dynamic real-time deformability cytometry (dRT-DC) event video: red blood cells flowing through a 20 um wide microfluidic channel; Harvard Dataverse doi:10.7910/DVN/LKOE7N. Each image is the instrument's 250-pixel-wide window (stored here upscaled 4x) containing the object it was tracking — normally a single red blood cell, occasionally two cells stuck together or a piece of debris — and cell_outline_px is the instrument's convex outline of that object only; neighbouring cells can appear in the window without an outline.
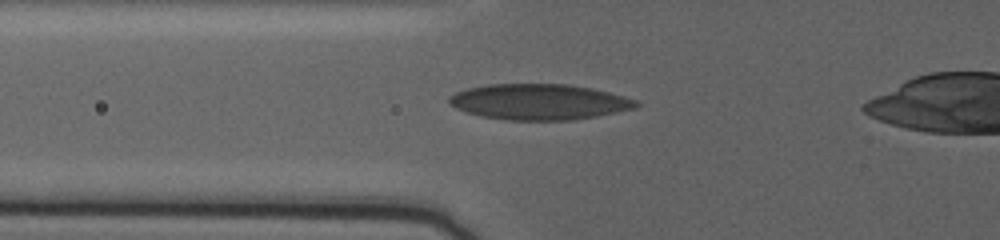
{"species": "human", "species_latin": "Homo sapiens", "temperature_condition": "warm", "stored_images_in_passage": 45, "camera_frame_rate_fps": 3000, "um_per_image_px": 0.085, "donor": {"sex": "female"}, "frame": {"image": 1, "passage_image": 2, "time_ms": 0.333, "image_size_px": [1000, 240], "cell_outline_px": [[640, 104], [636, 108], [596, 116], [572, 120], [508, 120], [480, 116], [456, 108], [448, 104], [448, 96], [456, 92], [468, 88], [488, 84], [568, 84], [592, 88], [624, 96], [636, 100]], "centroid_in_image_um": [45.81, 8.65], "position_along_channel_um": 80.0, "area_um2": 38.96}}
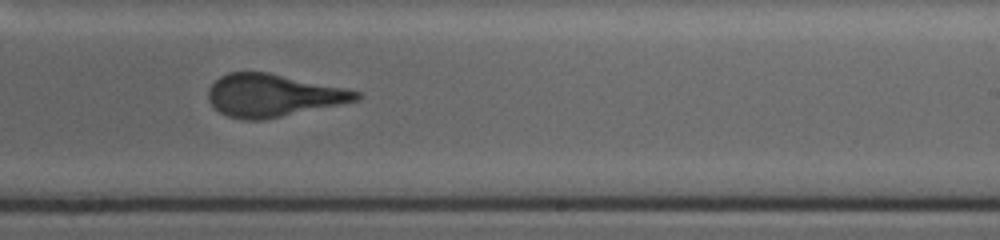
{"frame": {"image": 2, "passage_image": 22, "time_ms": 7.0, "image_size_px": [1000, 240], "cell_outline_px": [[364, 96], [360, 100], [264, 120], [244, 120], [228, 116], [220, 112], [208, 100], [208, 88], [220, 76], [228, 72], [268, 72], [344, 88], [360, 92]], "centroid_in_image_um": [23.2, 8.11], "position_along_channel_um": 265.8, "area_um2": 36.65}}
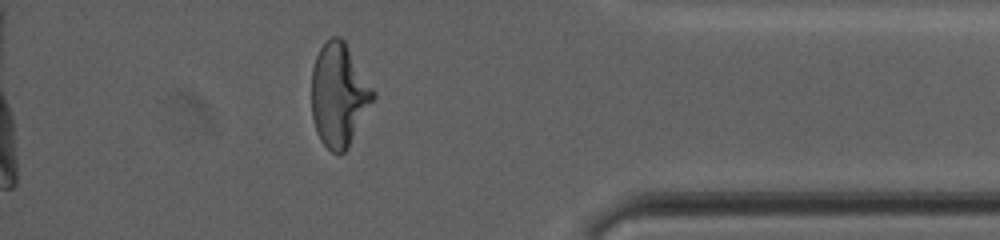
{"frame": {"image": 3, "passage_image": 39, "time_ms": 12.667, "image_size_px": [1000, 240], "cell_outline_px": [[376, 96], [348, 148], [340, 156], [332, 152], [320, 140], [316, 132], [312, 116], [312, 68], [316, 56], [320, 48], [332, 36], [340, 36], [344, 40], [376, 92]], "centroid_in_image_um": [28.82, 8.09], "position_along_channel_um": 406.4, "area_um2": 37.17}}